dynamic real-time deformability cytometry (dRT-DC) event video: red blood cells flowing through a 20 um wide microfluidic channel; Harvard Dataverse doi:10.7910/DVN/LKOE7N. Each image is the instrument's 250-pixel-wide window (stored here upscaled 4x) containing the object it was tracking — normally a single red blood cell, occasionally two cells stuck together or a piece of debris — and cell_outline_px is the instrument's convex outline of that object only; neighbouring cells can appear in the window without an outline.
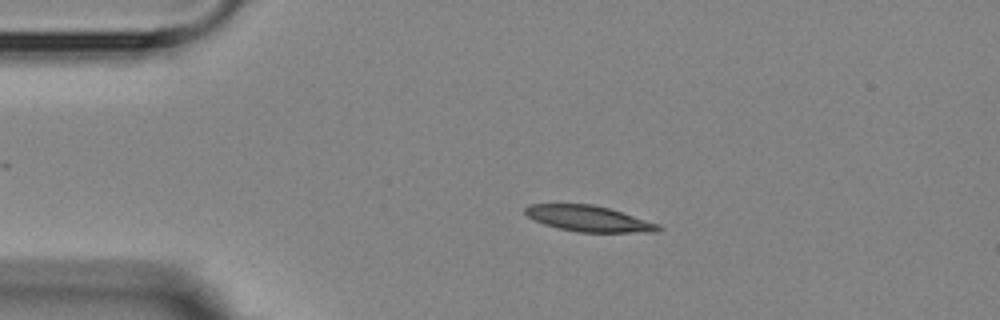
{"species": "Egyptian fruit bat (a non-hibernating species)", "species_latin": "Rousettus aegyptiacus", "temperature_condition": "room temperature", "stored_images_in_passage": 3, "camera_frame_rate_fps": 3000, "um_per_image_px": 0.085, "animal": {"sex": "female"}, "frame": {"image": 1, "passage_image": 2, "time_ms": 2.0, "image_size_px": [1000, 320], "cell_outline_px": [[664, 228], [660, 232], [576, 232], [544, 224], [528, 216], [524, 212], [524, 208], [528, 204], [592, 204], [608, 208], [660, 224]], "centroid_in_image_um": [50.07, 18.59], "position_along_channel_um": 34.9, "area_um2": 20.0}}